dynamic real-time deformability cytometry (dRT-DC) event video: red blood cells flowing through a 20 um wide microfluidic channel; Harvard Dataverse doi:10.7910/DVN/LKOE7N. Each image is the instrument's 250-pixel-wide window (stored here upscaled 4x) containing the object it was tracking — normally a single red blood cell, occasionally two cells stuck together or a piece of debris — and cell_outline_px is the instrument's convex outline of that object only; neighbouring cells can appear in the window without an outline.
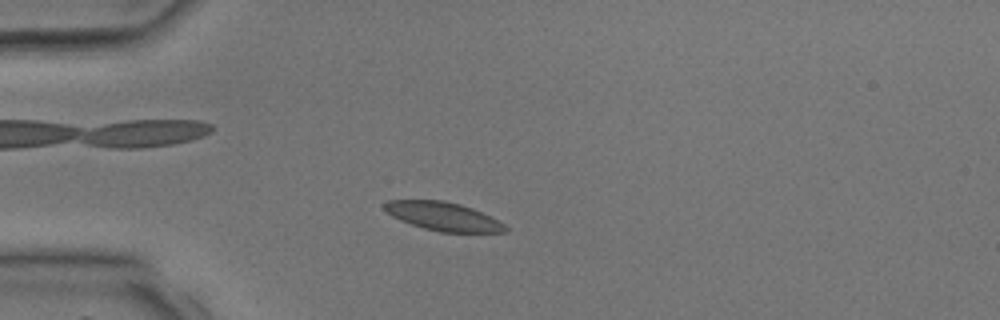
{"species": "common noctule bat (a hibernating species)", "species_latin": "Nyctalus noctula", "temperature_condition": "room temperature", "stored_images_in_passage": 2, "camera_frame_rate_fps": 3000, "um_per_image_px": 0.085, "animal": {"sex": "male", "body_mass_g": 17.9, "forearm_length_mm": 54.2}, "frame": {"image": 1, "passage_image": 2, "time_ms": 1.0, "image_size_px": [1000, 320], "cell_outline_px": [[508, 232], [440, 232], [424, 228], [400, 220], [392, 216], [384, 208], [384, 204], [388, 200], [444, 200], [460, 204], [472, 208], [504, 224], [508, 228]], "centroid_in_image_um": [37.66, 18.39], "position_along_channel_um": 47.3, "area_um2": 19.83}}